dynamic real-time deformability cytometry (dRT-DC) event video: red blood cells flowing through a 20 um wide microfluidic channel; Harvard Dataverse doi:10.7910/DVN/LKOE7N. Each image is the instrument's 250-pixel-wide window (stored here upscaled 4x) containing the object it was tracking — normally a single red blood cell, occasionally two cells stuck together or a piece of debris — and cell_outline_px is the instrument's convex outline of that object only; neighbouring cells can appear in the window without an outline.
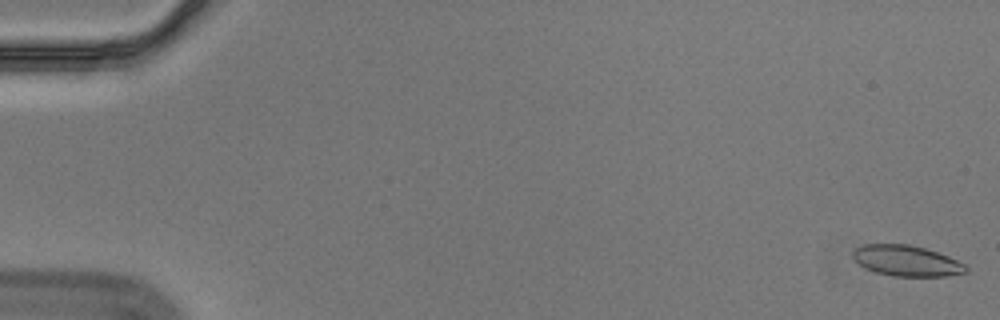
{"species": "Egyptian fruit bat (a non-hibernating species)", "species_latin": "Rousettus aegyptiacus", "temperature_condition": "cold", "stored_images_in_passage": 57, "camera_frame_rate_fps": 3000, "um_per_image_px": 0.085, "animal": {"sex": "male"}, "frame": {"image": 1, "passage_image": 1, "time_ms": 0.0, "image_size_px": [1000, 320], "cell_outline_px": [[968, 272], [948, 276], [892, 276], [876, 272], [864, 268], [852, 256], [852, 252], [856, 248], [864, 244], [908, 244], [924, 248], [948, 256], [964, 264], [968, 268]], "centroid_in_image_um": [77.05, 22.17], "position_along_channel_um": 7.9, "area_um2": 20.17}}
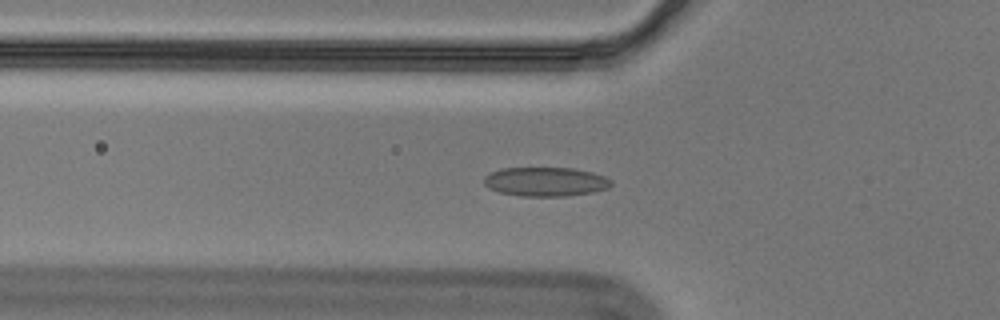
{"frame": {"image": 2, "passage_image": 20, "time_ms": 6.333, "image_size_px": [1000, 320], "cell_outline_px": [[612, 184], [608, 188], [592, 192], [564, 196], [524, 196], [500, 192], [488, 188], [484, 184], [484, 176], [500, 168], [572, 168], [592, 172], [604, 176], [612, 180]], "centroid_in_image_um": [46.37, 15.44], "position_along_channel_um": 79.4, "area_um2": 21.5}}
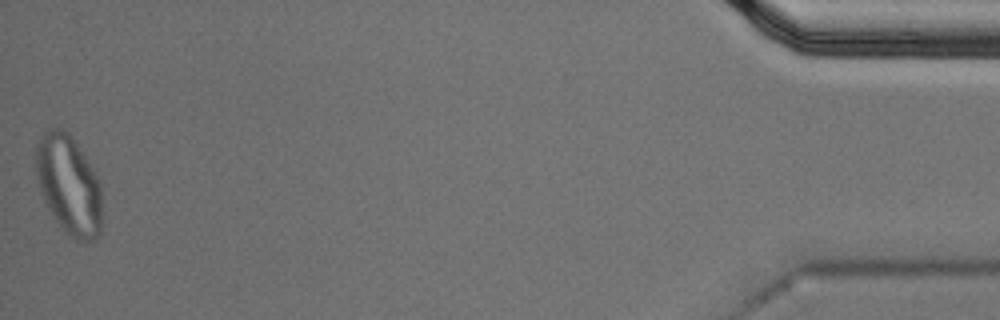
{"frame": {"image": 3, "passage_image": 57, "time_ms": 18.667, "image_size_px": [1000, 320], "cell_outline_px": [[104, 220], [100, 236], [84, 244], [68, 236], [56, 220], [48, 208], [40, 192], [36, 176], [36, 148], [44, 132], [48, 128], [60, 128], [68, 132], [100, 180]], "centroid_in_image_um": [5.89, 15.8], "position_along_channel_um": 429.3, "area_um2": 38.78}, "authors_computed_cell_mechanics": {"area_um2": 21.2126, "velocity_mm_per_s": 3.5372, "shape_relaxation_time_tau1_ms": null, "shape_relaxation_time_tau2_ms": 1.2684, "deformation_change_tau1": null, "deformation_change_tau2": 0.0644}}